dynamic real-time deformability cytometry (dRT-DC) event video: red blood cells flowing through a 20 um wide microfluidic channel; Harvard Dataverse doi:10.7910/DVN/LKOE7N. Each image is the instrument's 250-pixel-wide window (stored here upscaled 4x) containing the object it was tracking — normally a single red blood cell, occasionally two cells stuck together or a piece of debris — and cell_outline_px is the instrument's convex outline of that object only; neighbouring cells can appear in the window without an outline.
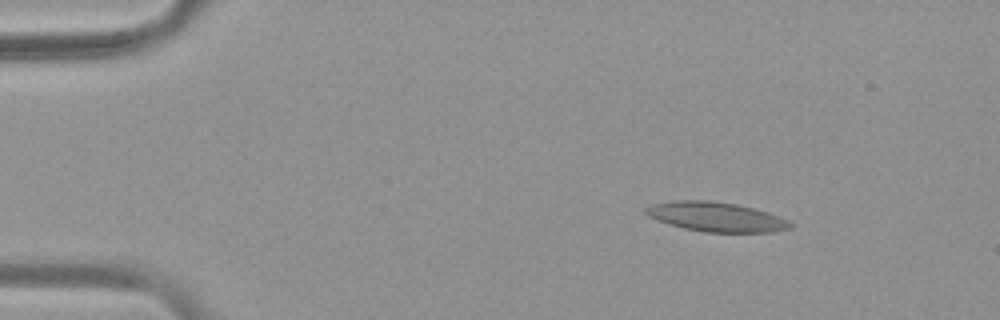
{"species": "common noctule bat (a hibernating species)", "species_latin": "Nyctalus noctula", "temperature_condition": "warm", "stored_images_in_passage": 7, "camera_frame_rate_fps": 3000, "um_per_image_px": 0.085, "animal": {"sex": "female", "body_mass_g": 19.9}, "frame": {"image": 1, "passage_image": 3, "time_ms": 0.667, "image_size_px": [1000, 320], "cell_outline_px": [[796, 224], [792, 228], [772, 232], [704, 232], [684, 228], [668, 224], [656, 220], [648, 216], [644, 212], [644, 208], [652, 204], [676, 200], [708, 200], [736, 204], [768, 212], [780, 216]], "centroid_in_image_um": [60.88, 18.43], "position_along_channel_um": 24.1, "area_um2": 25.03}}
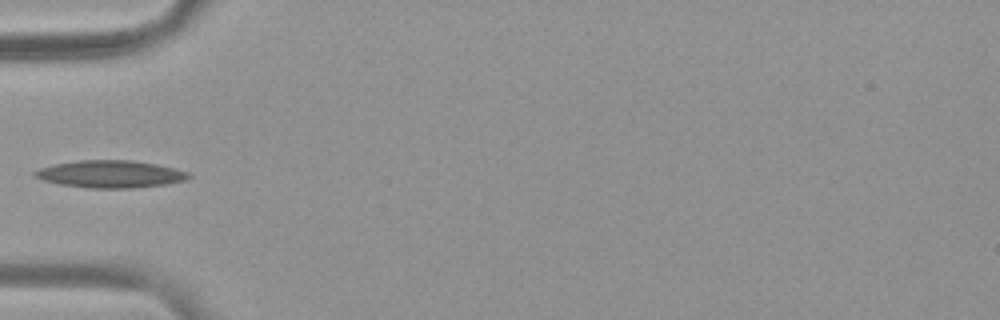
{"frame": {"image": 2, "passage_image": 6, "time_ms": 1.667, "image_size_px": [1000, 320], "cell_outline_px": [[192, 176], [184, 180], [168, 184], [132, 188], [88, 188], [60, 184], [44, 180], [32, 176], [32, 172], [40, 168], [56, 164], [76, 160], [132, 160], [156, 164], [188, 172]], "centroid_in_image_um": [9.36, 14.8], "position_along_channel_um": 75.6, "area_um2": 24.45}}
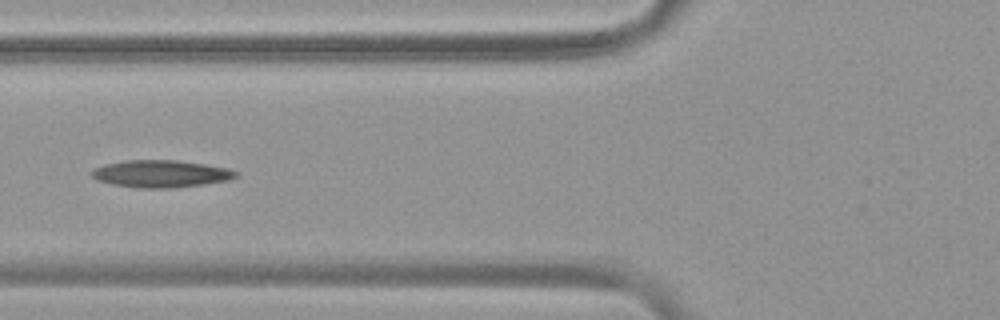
{"frame": {"image": 3, "passage_image": 7, "time_ms": 2.0, "image_size_px": [1000, 320], "cell_outline_px": [[240, 172], [236, 176], [228, 180], [204, 184], [172, 188], [136, 188], [112, 184], [96, 180], [92, 176], [92, 172], [96, 168], [104, 164], [124, 160], [176, 160], [204, 164], [228, 168]], "centroid_in_image_um": [13.67, 14.77], "position_along_channel_um": 112.1, "area_um2": 22.89}}